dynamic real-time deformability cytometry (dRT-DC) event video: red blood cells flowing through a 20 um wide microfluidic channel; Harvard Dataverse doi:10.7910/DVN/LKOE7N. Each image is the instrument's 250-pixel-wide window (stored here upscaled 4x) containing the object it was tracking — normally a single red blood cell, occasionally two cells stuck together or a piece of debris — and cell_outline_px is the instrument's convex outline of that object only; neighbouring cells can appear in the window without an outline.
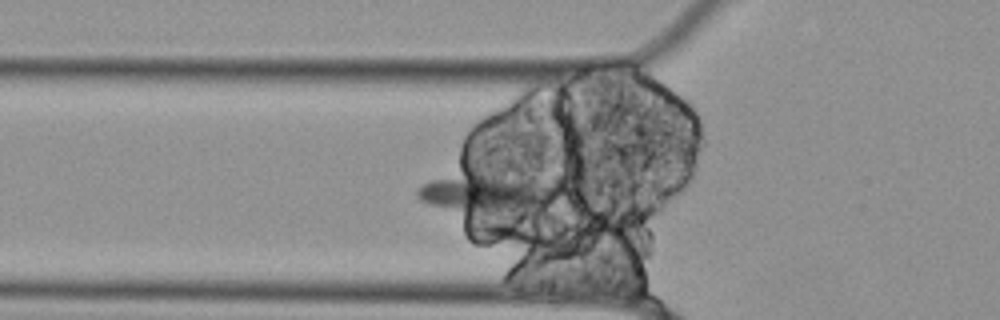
{"species": "Egyptian fruit bat (a non-hibernating species)", "species_latin": "Rousettus aegyptiacus", "temperature_condition": "cold", "stored_images_in_passage": 51, "camera_frame_rate_fps": 3000, "um_per_image_px": 0.085, "animal": {"sex": "female"}, "frame": {"image": 1, "passage_image": 19, "time_ms": 6.0, "image_size_px": [1000, 320], "cell_outline_px": [[556, 196], [528, 208], [492, 212], [480, 212], [452, 208], [428, 204], [420, 200], [416, 196], [416, 192], [424, 184], [432, 180], [480, 168], [556, 188]], "centroid_in_image_um": [41.16, 16.32], "position_along_channel_um": 84.6, "area_um2": 30.0}}
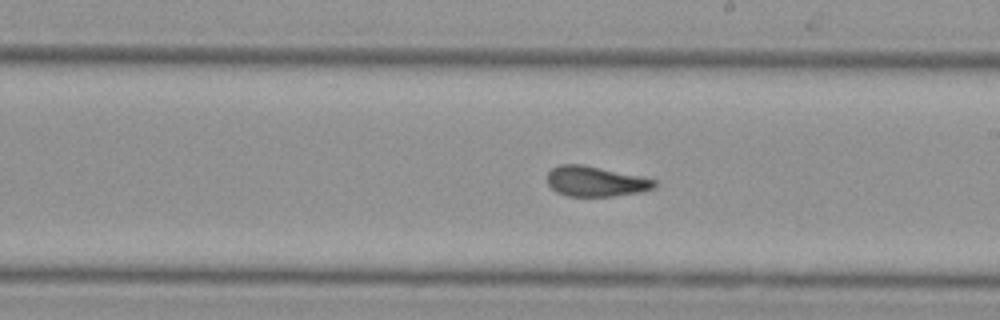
{"frame": {"image": 2, "passage_image": 32, "time_ms": 10.333, "image_size_px": [1000, 320], "cell_outline_px": [[660, 184], [656, 188], [640, 192], [612, 196], [568, 196], [556, 192], [548, 184], [548, 172], [552, 168], [560, 164], [580, 164], [640, 176], [656, 180]], "centroid_in_image_um": [50.65, 15.42], "position_along_channel_um": 238.3, "area_um2": 18.84}}
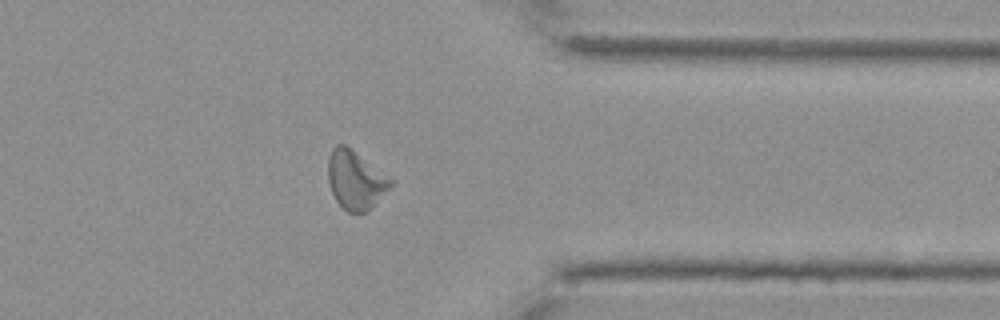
{"frame": {"image": 3, "passage_image": 45, "time_ms": 14.667, "image_size_px": [1000, 320], "cell_outline_px": [[392, 184], [368, 212], [348, 212], [336, 200], [332, 192], [328, 180], [328, 156], [332, 148], [336, 144], [344, 144], [392, 180]], "centroid_in_image_um": [30.17, 15.31], "position_along_channel_um": 381.2, "area_um2": 20.75}, "authors_computed_cell_mechanics": {"area_um2": 20.5768, "velocity_mm_per_s": 3.4986, "shape_relaxation_time_tau1_ms": null, "shape_relaxation_time_tau2_ms": 1.6537, "deformation_change_tau1": null, "deformation_change_tau2": 0.0947}}